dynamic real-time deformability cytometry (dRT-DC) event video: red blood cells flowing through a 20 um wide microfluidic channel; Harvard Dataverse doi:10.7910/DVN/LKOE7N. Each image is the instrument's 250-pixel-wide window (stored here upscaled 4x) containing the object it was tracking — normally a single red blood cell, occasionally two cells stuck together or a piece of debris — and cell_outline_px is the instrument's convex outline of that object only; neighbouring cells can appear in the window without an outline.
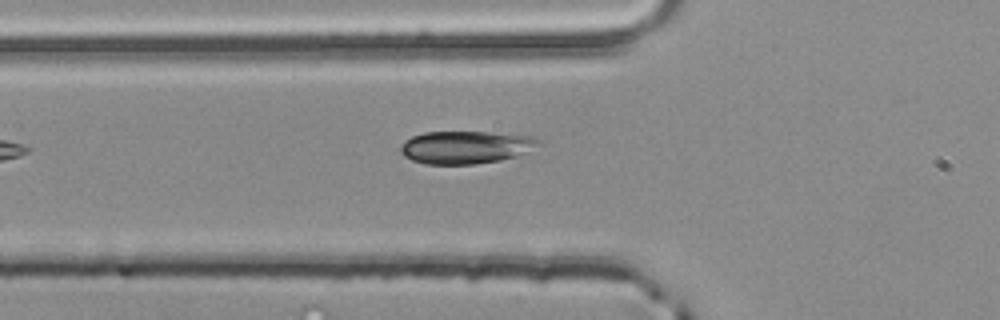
{"species": "common noctule bat (a hibernating species)", "species_latin": "Nyctalus noctula", "temperature_condition": "room temperature", "stored_images_in_passage": 4, "camera_frame_rate_fps": 3000, "um_per_image_px": 0.085, "animal": {"sex": "male", "body_mass_g": 20.4}, "frame": {"image": 1, "passage_image": 4, "time_ms": 1.0, "image_size_px": [1000, 320], "cell_outline_px": [[540, 140], [528, 152], [516, 156], [500, 160], [476, 164], [424, 164], [412, 160], [404, 156], [400, 152], [400, 148], [404, 140], [412, 136], [424, 132], [488, 132], [528, 136]], "centroid_in_image_um": [39.51, 12.52], "position_along_channel_um": 86.3, "area_um2": 26.13}}